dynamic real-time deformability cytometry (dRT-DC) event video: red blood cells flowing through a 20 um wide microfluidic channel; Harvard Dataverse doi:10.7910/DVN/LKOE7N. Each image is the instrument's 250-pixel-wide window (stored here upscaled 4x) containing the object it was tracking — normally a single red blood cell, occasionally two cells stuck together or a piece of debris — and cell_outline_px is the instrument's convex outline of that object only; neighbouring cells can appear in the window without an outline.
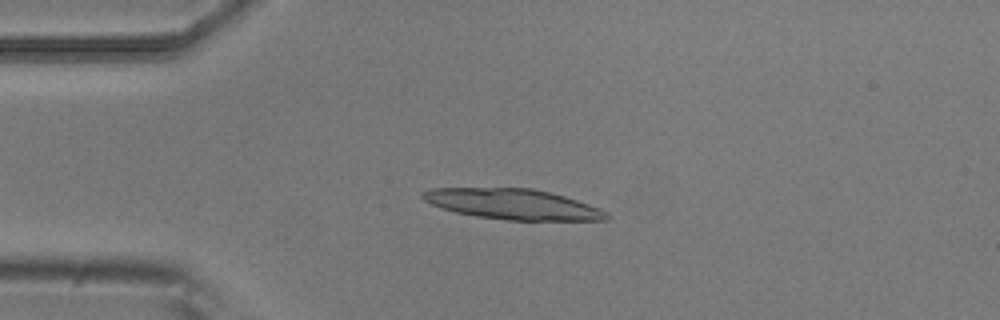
{"species": "common noctule bat (a hibernating species)", "species_latin": "Nyctalus noctula", "temperature_condition": "room temperature", "stored_images_in_passage": 5, "camera_frame_rate_fps": 3000, "um_per_image_px": 0.085, "animal": {"sex": "male", "body_mass_g": 20.5, "forearm_length_mm": 52.5}, "frame": {"image": 1, "passage_image": 4, "time_ms": 1.0, "image_size_px": [1000, 320], "cell_outline_px": [[608, 220], [508, 220], [476, 216], [456, 212], [440, 208], [424, 200], [420, 196], [420, 192], [432, 188], [532, 188], [564, 196], [600, 208], [608, 212]], "centroid_in_image_um": [43.56, 17.35], "position_along_channel_um": 41.4, "area_um2": 32.48}}